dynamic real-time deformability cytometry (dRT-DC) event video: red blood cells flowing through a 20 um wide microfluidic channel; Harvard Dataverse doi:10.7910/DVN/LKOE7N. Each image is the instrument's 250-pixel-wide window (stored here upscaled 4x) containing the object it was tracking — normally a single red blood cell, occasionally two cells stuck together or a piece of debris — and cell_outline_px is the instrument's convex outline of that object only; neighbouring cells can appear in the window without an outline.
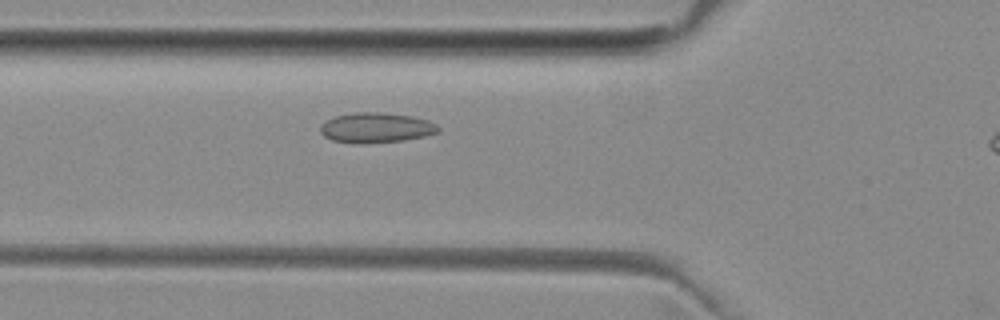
{"species": "common noctule bat (a hibernating species)", "species_latin": "Nyctalus noctula", "temperature_condition": "room temperature", "stored_images_in_passage": 34, "camera_frame_rate_fps": 3000, "um_per_image_px": 0.085, "animal": {"sex": "female", "body_mass_g": 29.2, "forearm_length_mm": 56.3}, "frame": {"image": 1, "passage_image": 7, "time_ms": 2.0, "image_size_px": [1000, 320], "cell_outline_px": [[440, 132], [424, 136], [404, 140], [360, 144], [332, 140], [324, 136], [320, 132], [320, 124], [336, 116], [356, 112], [384, 112], [412, 116], [428, 120], [436, 124], [440, 128]], "centroid_in_image_um": [31.98, 10.85], "position_along_channel_um": 93.8, "area_um2": 20.75}}
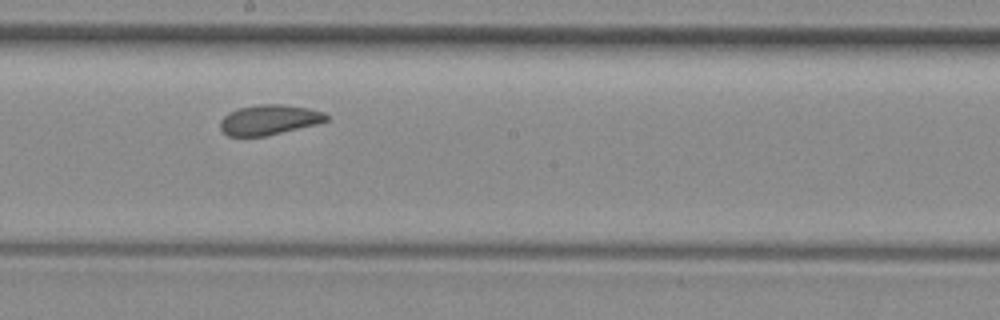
{"frame": {"image": 2, "passage_image": 17, "time_ms": 5.333, "image_size_px": [1000, 320], "cell_outline_px": [[328, 120], [316, 124], [264, 136], [228, 136], [220, 128], [220, 120], [228, 112], [240, 108], [260, 104], [284, 104], [308, 108], [324, 112], [328, 116]], "centroid_in_image_um": [22.87, 10.17], "position_along_channel_um": 225.3, "area_um2": 18.44}}
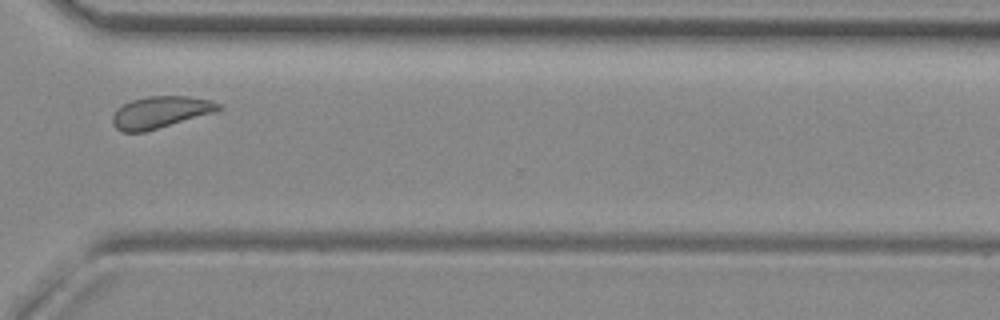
{"frame": {"image": 3, "passage_image": 27, "time_ms": 8.667, "image_size_px": [1000, 320], "cell_outline_px": [[224, 108], [212, 112], [144, 132], [120, 132], [112, 124], [112, 116], [124, 104], [132, 100], [148, 96], [188, 96], [212, 100], [220, 104]], "centroid_in_image_um": [13.62, 9.53], "position_along_channel_um": 357.0, "area_um2": 19.31}, "authors_computed_cell_mechanics": {"area_um2": 19.2763, "velocity_mm_per_s": 3.9452, "shape_relaxation_time_tau1_ms": null, "shape_relaxation_time_tau2_ms": 1.9322, "deformation_change_tau1": null, "deformation_change_tau2": 0.0685}}